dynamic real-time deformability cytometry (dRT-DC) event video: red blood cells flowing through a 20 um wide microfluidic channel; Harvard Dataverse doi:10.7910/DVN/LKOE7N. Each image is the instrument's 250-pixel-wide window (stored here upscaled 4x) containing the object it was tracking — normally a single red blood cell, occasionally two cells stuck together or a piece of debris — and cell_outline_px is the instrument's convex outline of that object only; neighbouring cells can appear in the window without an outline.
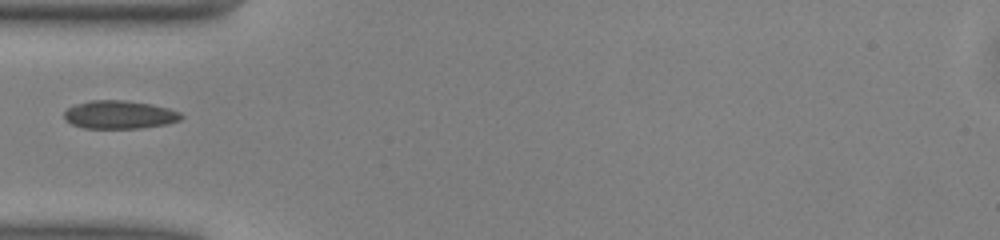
{"species": "common noctule bat (a hibernating species)", "species_latin": "Nyctalus noctula", "temperature_condition": "warm", "stored_images_in_passage": 35, "camera_frame_rate_fps": 3000, "um_per_image_px": 0.085, "animal": {"sex": "male", "body_mass_g": 13.0, "forearm_length_mm": 53.1}, "frame": {"image": 1, "passage_image": 1, "time_ms": 0.0, "image_size_px": [1000, 240], "cell_outline_px": [[184, 116], [180, 120], [168, 124], [140, 128], [84, 128], [72, 124], [64, 120], [64, 112], [68, 108], [76, 104], [88, 100], [124, 100], [152, 104], [168, 108], [180, 112]], "centroid_in_image_um": [10.16, 9.74], "position_along_channel_um": 74.8, "area_um2": 19.36}}